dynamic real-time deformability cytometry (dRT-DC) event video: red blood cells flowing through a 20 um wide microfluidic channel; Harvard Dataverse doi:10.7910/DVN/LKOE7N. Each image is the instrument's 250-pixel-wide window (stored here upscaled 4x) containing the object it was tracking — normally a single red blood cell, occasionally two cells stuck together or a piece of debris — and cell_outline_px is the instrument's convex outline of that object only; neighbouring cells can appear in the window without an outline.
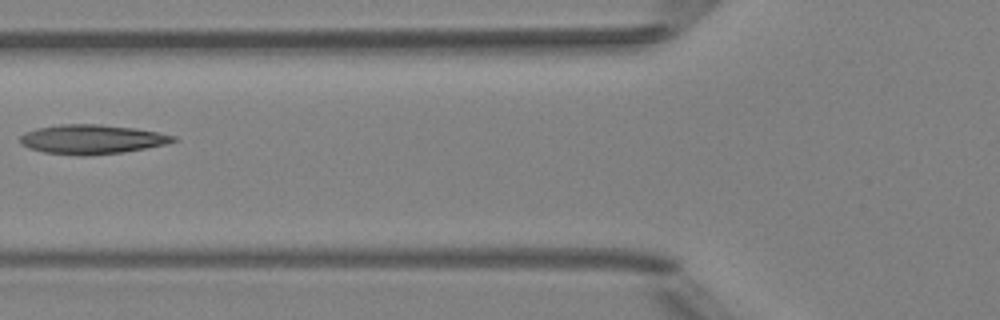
{"species": "Egyptian fruit bat (a non-hibernating species)", "species_latin": "Rousettus aegyptiacus", "temperature_condition": "room temperature", "stored_images_in_passage": 4, "camera_frame_rate_fps": 3000, "um_per_image_px": 0.085, "animal": {"sex": "female"}, "frame": {"image": 1, "passage_image": 4, "time_ms": 4.333, "image_size_px": [1000, 320], "cell_outline_px": [[176, 140], [164, 144], [144, 148], [120, 152], [84, 156], [80, 156], [44, 152], [28, 148], [20, 144], [20, 136], [24, 132], [36, 128], [60, 124], [100, 124], [136, 128], [176, 136]], "centroid_in_image_um": [7.74, 11.83], "position_along_channel_um": 118.1, "area_um2": 26.07}}